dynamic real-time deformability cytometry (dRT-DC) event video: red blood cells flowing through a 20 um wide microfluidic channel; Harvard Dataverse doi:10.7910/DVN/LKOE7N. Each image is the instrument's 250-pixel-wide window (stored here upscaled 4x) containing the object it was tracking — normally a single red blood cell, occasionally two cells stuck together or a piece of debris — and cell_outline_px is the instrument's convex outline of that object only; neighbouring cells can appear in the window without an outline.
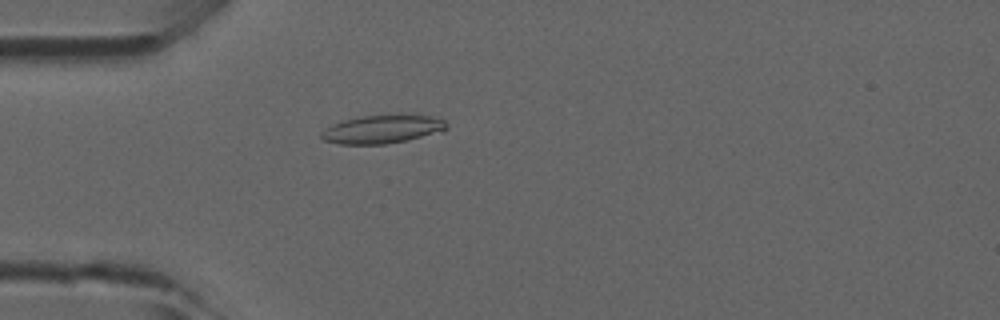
{"species": "common noctule bat (a hibernating species)", "species_latin": "Nyctalus noctula", "temperature_condition": "room temperature", "stored_images_in_passage": 43, "camera_frame_rate_fps": 3000, "um_per_image_px": 0.085, "animal": {"sex": "male", "forearm_length_mm": 52.5}, "frame": {"image": 1, "passage_image": 9, "time_ms": 2.667, "image_size_px": [1000, 320], "cell_outline_px": [[448, 128], [444, 132], [384, 144], [340, 144], [324, 140], [320, 136], [320, 132], [332, 124], [344, 120], [364, 116], [432, 116], [444, 120], [448, 124]], "centroid_in_image_um": [32.51, 11.0], "position_along_channel_um": 52.5, "area_um2": 20.29}}